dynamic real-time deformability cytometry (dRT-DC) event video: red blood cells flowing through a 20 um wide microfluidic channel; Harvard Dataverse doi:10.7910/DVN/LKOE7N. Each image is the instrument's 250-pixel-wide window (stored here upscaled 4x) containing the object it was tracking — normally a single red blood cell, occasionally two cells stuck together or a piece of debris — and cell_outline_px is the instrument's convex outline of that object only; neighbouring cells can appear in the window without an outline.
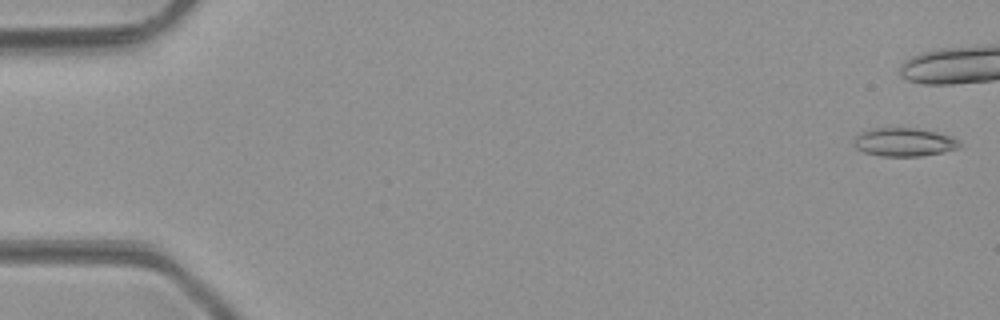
{"species": "common noctule bat (a hibernating species)", "species_latin": "Nyctalus noctula", "temperature_condition": "room temperature", "stored_images_in_passage": 39, "camera_frame_rate_fps": 3000, "um_per_image_px": 0.085, "animal": {"sex": "male", "body_mass_g": 23.1, "forearm_length_mm": 52.7}, "frame": {"image": 1, "passage_image": 1, "time_ms": 0.0, "image_size_px": [1000, 320], "cell_outline_px": [[960, 148], [944, 152], [920, 156], [880, 156], [864, 152], [856, 148], [852, 140], [860, 132], [872, 128], [916, 128], [936, 132], [952, 136], [960, 140]], "centroid_in_image_um": [76.85, 12.08], "position_along_channel_um": 8.1, "area_um2": 17.69}}
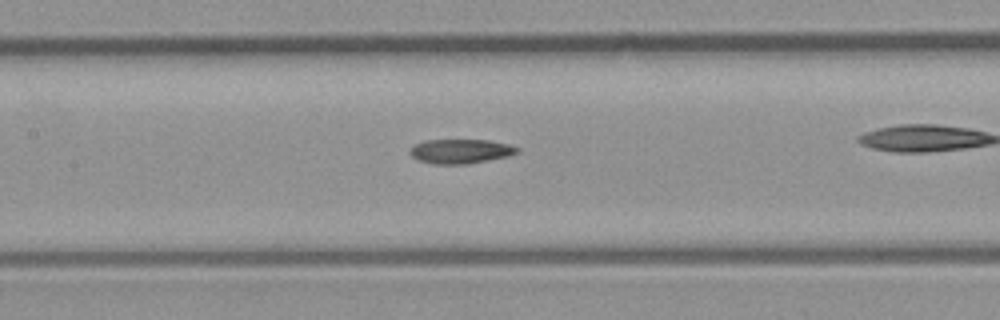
{"frame": {"image": 2, "passage_image": 23, "time_ms": 7.333, "image_size_px": [1000, 320], "cell_outline_px": [[520, 152], [508, 156], [468, 164], [432, 164], [420, 160], [412, 156], [408, 152], [416, 144], [424, 140], [488, 140], [508, 144], [520, 148]], "centroid_in_image_um": [39.18, 12.86], "position_along_channel_um": 168.2, "area_um2": 15.2}}
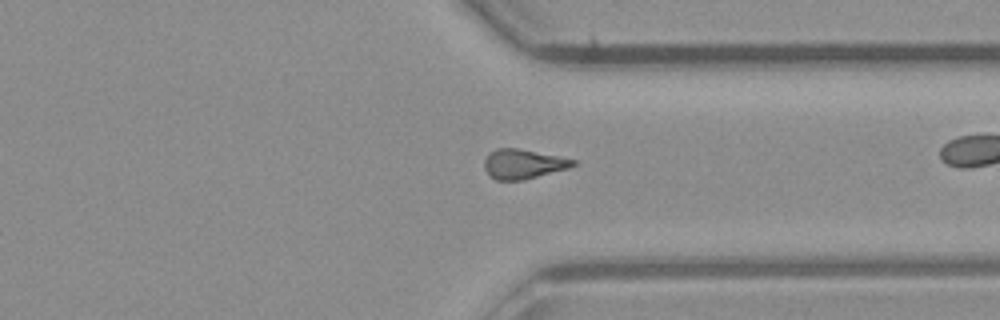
{"frame": {"image": 3, "passage_image": 37, "time_ms": 12.0, "image_size_px": [1000, 320], "cell_outline_px": [[576, 164], [568, 168], [524, 180], [496, 180], [484, 168], [484, 160], [488, 152], [496, 148], [516, 148], [576, 160]], "centroid_in_image_um": [44.43, 13.94], "position_along_channel_um": 367.0, "area_um2": 15.09}}